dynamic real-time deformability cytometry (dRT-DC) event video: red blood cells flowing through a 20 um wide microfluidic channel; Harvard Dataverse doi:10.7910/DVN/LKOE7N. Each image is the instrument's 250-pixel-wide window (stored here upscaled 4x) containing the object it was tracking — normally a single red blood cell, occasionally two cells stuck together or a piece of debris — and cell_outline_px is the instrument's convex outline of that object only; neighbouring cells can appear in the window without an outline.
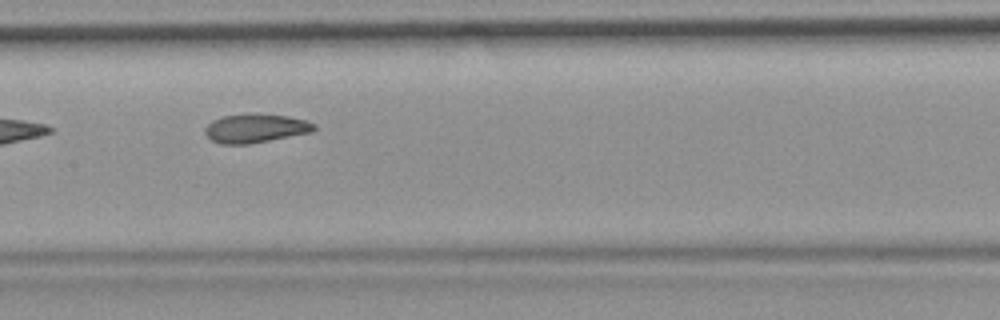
{"species": "common noctule bat (a hibernating species)", "species_latin": "Nyctalus noctula", "temperature_condition": "room temperature", "stored_images_in_passage": 8, "camera_frame_rate_fps": 3000, "um_per_image_px": 0.085, "animal": {"sex": "female", "body_mass_g": 19.9}, "frame": {"image": 1, "passage_image": 7, "time_ms": 7.0, "image_size_px": [1000, 320], "cell_outline_px": [[316, 128], [312, 132], [248, 144], [220, 144], [212, 140], [204, 132], [204, 128], [212, 120], [224, 116], [248, 112], [252, 112], [288, 116], [304, 120], [316, 124]], "centroid_in_image_um": [21.7, 10.88], "position_along_channel_um": 185.7, "area_um2": 18.5}}